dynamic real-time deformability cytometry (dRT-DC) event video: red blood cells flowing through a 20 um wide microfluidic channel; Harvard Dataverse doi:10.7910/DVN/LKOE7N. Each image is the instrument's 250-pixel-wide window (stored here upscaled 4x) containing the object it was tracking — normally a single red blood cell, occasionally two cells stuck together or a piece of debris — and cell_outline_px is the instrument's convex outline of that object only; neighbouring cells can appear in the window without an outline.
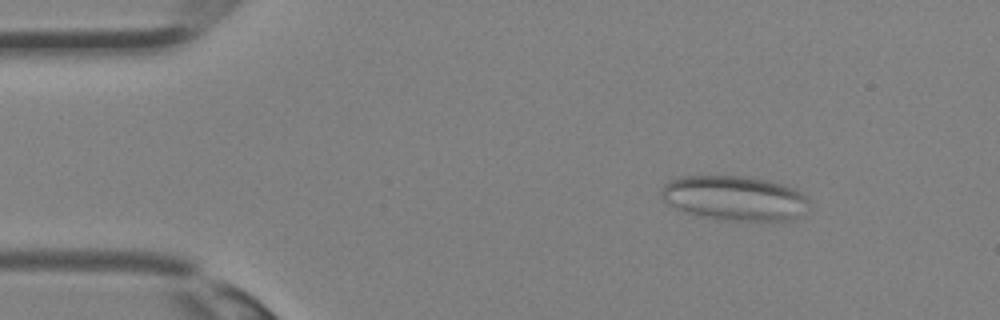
{"species": "Egyptian fruit bat (a non-hibernating species)", "species_latin": "Rousettus aegyptiacus", "temperature_condition": "room temperature", "stored_images_in_passage": 31, "camera_frame_rate_fps": 3000, "um_per_image_px": 0.085, "animal": {"sex": "female"}, "frame": {"image": 1, "passage_image": 1, "time_ms": 0.0, "image_size_px": [1000, 320], "cell_outline_px": [[808, 208], [804, 216], [788, 220], [716, 220], [684, 212], [664, 200], [660, 192], [664, 184], [668, 180], [680, 176], [748, 176], [768, 180], [792, 188], [800, 192], [808, 200]], "centroid_in_image_um": [62.44, 16.84], "position_along_channel_um": 22.6, "area_um2": 38.61}}
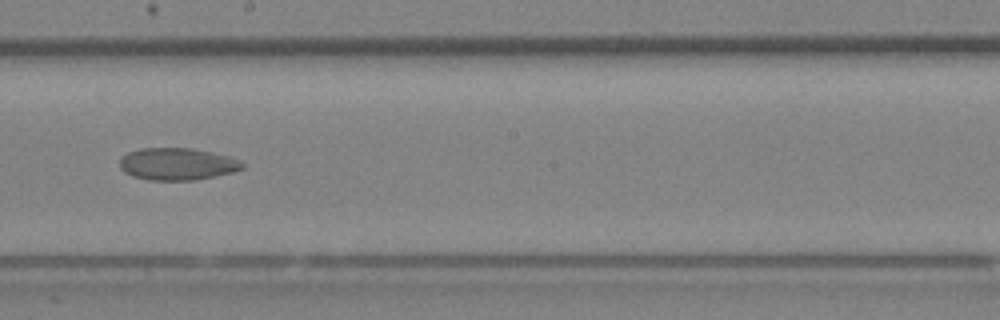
{"frame": {"image": 2, "passage_image": 16, "time_ms": 5.0, "image_size_px": [1000, 320], "cell_outline_px": [[244, 168], [232, 172], [216, 176], [192, 180], [148, 180], [132, 176], [124, 172], [120, 168], [120, 156], [128, 152], [140, 148], [192, 148], [212, 152], [228, 156], [240, 160], [244, 164]], "centroid_in_image_um": [15.05, 13.94], "position_along_channel_um": 233.2, "area_um2": 23.12}}
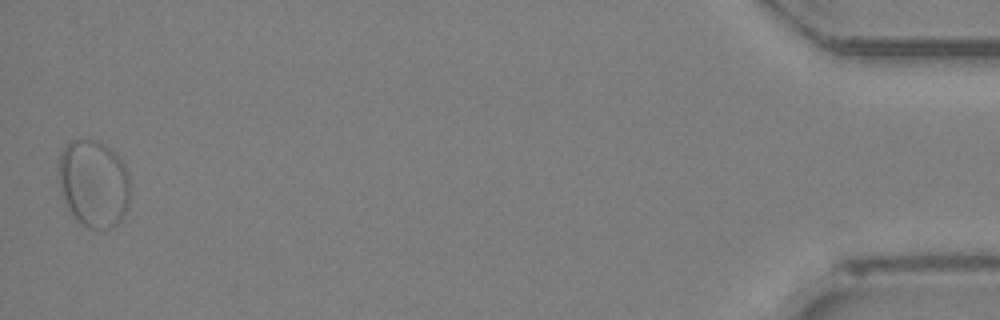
{"frame": {"image": 3, "passage_image": 31, "time_ms": 10.0, "image_size_px": [1000, 320], "cell_outline_px": [[128, 208], [120, 220], [112, 228], [88, 228], [80, 224], [76, 220], [68, 208], [60, 192], [60, 152], [72, 140], [96, 140], [104, 144], [124, 164], [128, 172]], "centroid_in_image_um": [7.95, 15.63], "position_along_channel_um": 427.2, "area_um2": 36.01}}